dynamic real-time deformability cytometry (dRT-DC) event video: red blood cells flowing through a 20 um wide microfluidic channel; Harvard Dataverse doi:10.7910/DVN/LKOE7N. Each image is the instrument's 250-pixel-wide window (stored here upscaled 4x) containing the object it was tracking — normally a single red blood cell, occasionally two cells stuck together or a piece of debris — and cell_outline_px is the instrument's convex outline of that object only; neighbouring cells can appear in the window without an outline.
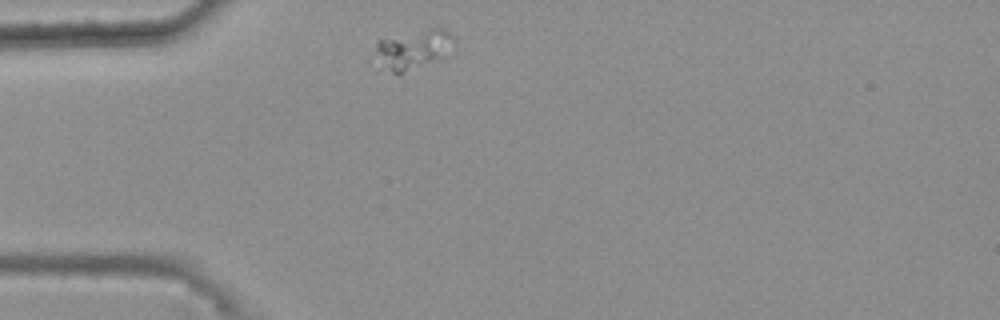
{"species": "common noctule bat (a hibernating species)", "species_latin": "Nyctalus noctula", "temperature_condition": "warm", "stored_images_in_passage": 41, "camera_frame_rate_fps": 3000, "um_per_image_px": 0.085, "animal": {"sex": "female", "body_mass_g": 25.1}, "frame": {"image": 1, "passage_image": 1, "time_ms": 0.0, "image_size_px": [1000, 320], "cell_outline_px": [[456, 40], [444, 56], [404, 72], [392, 72], [380, 68], [376, 48], [376, 40], [428, 28], [440, 28], [448, 32]], "centroid_in_image_um": [35.1, 4.17], "position_along_channel_um": 49.9, "area_um2": 17.63}}
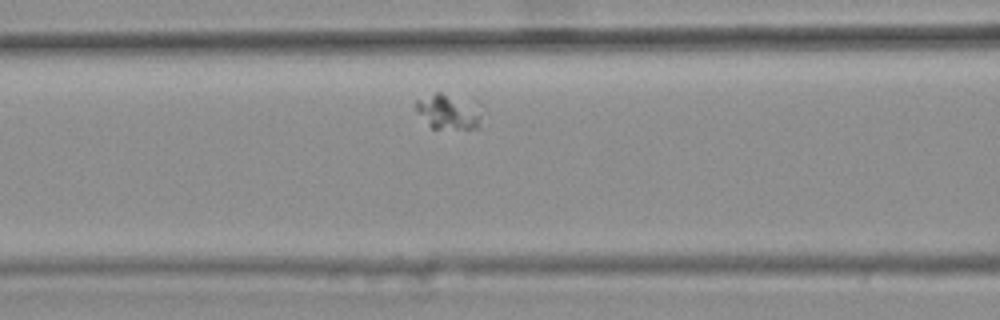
{"frame": {"image": 2, "passage_image": 9, "time_ms": 2.667, "image_size_px": [1000, 320], "cell_outline_px": [[480, 128], [432, 128], [416, 112], [416, 100], [436, 92], [440, 92], [480, 104]], "centroid_in_image_um": [38.12, 9.49], "position_along_channel_um": 128.5, "area_um2": 13.41}}
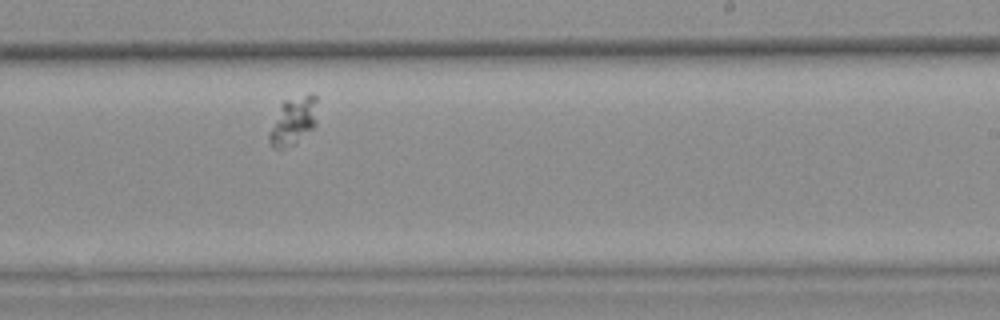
{"frame": {"image": 3, "passage_image": 21, "time_ms": 6.667, "image_size_px": [1000, 320], "cell_outline_px": [[316, 124], [312, 128], [292, 144], [280, 152], [272, 148], [268, 140], [268, 132], [280, 104], [284, 100], [308, 92], [312, 92], [316, 96]], "centroid_in_image_um": [24.88, 10.26], "position_along_channel_um": 264.1, "area_um2": 13.76}}